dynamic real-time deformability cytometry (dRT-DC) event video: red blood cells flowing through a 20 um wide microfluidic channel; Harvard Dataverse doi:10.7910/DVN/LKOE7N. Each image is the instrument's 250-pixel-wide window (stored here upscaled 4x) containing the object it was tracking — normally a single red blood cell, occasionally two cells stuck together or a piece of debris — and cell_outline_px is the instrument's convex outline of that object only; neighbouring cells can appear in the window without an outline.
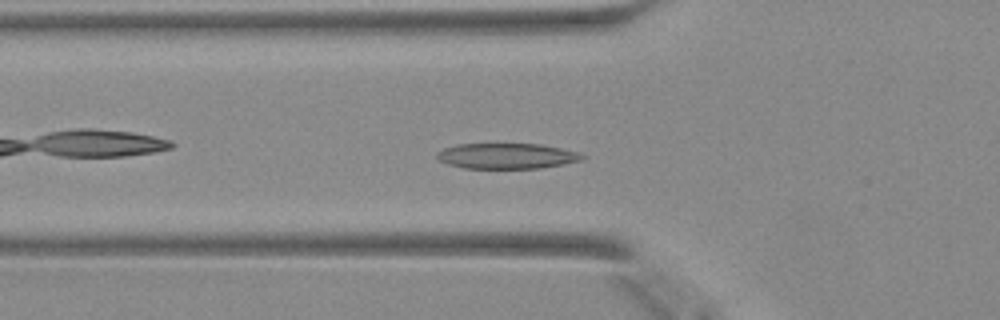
{"species": "Egyptian fruit bat (a non-hibernating species)", "species_latin": "Rousettus aegyptiacus", "temperature_condition": "warm", "stored_images_in_passage": 49, "camera_frame_rate_fps": 3000, "um_per_image_px": 0.085, "animal": {"sex": "female"}, "frame": {"image": 1, "passage_image": 18, "time_ms": 5.667, "image_size_px": [1000, 320], "cell_outline_px": [[588, 156], [584, 160], [564, 164], [540, 168], [464, 168], [448, 164], [440, 160], [436, 156], [436, 152], [444, 148], [456, 144], [540, 144], [580, 152]], "centroid_in_image_um": [43.12, 13.26], "position_along_channel_um": 82.7, "area_um2": 21.73}}
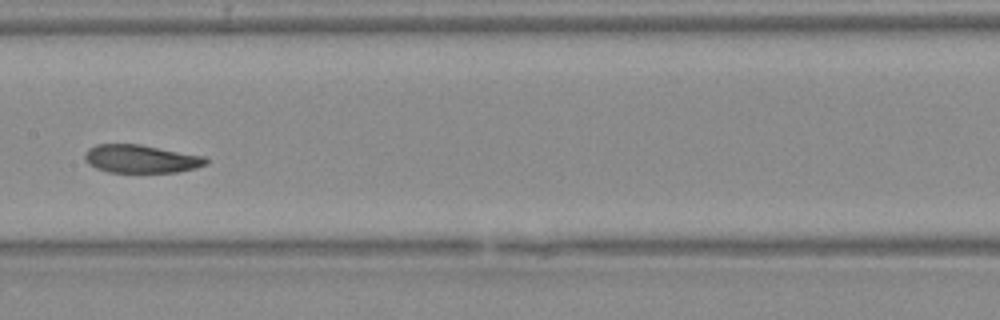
{"frame": {"image": 2, "passage_image": 26, "time_ms": 8.333, "image_size_px": [1000, 320], "cell_outline_px": [[208, 164], [196, 168], [176, 172], [108, 172], [96, 168], [88, 164], [84, 160], [84, 152], [88, 148], [96, 144], [140, 144], [204, 156], [208, 160]], "centroid_in_image_um": [11.96, 13.5], "position_along_channel_um": 195.4, "area_um2": 20.0}}
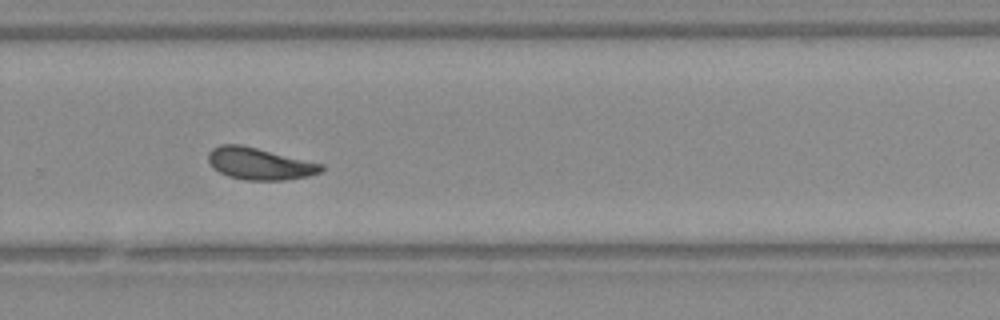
{"frame": {"image": 3, "passage_image": 34, "time_ms": 11.0, "image_size_px": [1000, 320], "cell_outline_px": [[324, 168], [320, 172], [308, 176], [284, 180], [244, 180], [228, 176], [212, 168], [208, 160], [208, 152], [212, 148], [220, 144], [240, 144], [324, 164]], "centroid_in_image_um": [22.03, 13.91], "position_along_channel_um": 307.8, "area_um2": 21.04}}